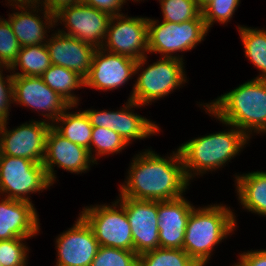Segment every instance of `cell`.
<instances>
[{
    "instance_id": "obj_24",
    "label": "cell",
    "mask_w": 266,
    "mask_h": 266,
    "mask_svg": "<svg viewBox=\"0 0 266 266\" xmlns=\"http://www.w3.org/2000/svg\"><path fill=\"white\" fill-rule=\"evenodd\" d=\"M41 77L50 89L58 93L71 106L77 105L78 97L73 95L71 91L84 87V78L77 72L51 64Z\"/></svg>"
},
{
    "instance_id": "obj_25",
    "label": "cell",
    "mask_w": 266,
    "mask_h": 266,
    "mask_svg": "<svg viewBox=\"0 0 266 266\" xmlns=\"http://www.w3.org/2000/svg\"><path fill=\"white\" fill-rule=\"evenodd\" d=\"M19 66L22 72L13 73V76L41 77L51 66L46 44L21 47L16 61L9 70L15 72L16 67Z\"/></svg>"
},
{
    "instance_id": "obj_31",
    "label": "cell",
    "mask_w": 266,
    "mask_h": 266,
    "mask_svg": "<svg viewBox=\"0 0 266 266\" xmlns=\"http://www.w3.org/2000/svg\"><path fill=\"white\" fill-rule=\"evenodd\" d=\"M20 48L9 20L0 18V66L10 69L18 57Z\"/></svg>"
},
{
    "instance_id": "obj_12",
    "label": "cell",
    "mask_w": 266,
    "mask_h": 266,
    "mask_svg": "<svg viewBox=\"0 0 266 266\" xmlns=\"http://www.w3.org/2000/svg\"><path fill=\"white\" fill-rule=\"evenodd\" d=\"M7 123H0V155L23 157L43 163L46 138L52 124L44 120L31 121L9 131Z\"/></svg>"
},
{
    "instance_id": "obj_9",
    "label": "cell",
    "mask_w": 266,
    "mask_h": 266,
    "mask_svg": "<svg viewBox=\"0 0 266 266\" xmlns=\"http://www.w3.org/2000/svg\"><path fill=\"white\" fill-rule=\"evenodd\" d=\"M111 17L107 12L77 3L60 9L55 14V23L65 22L67 33L64 30L59 32L75 37L95 48H102Z\"/></svg>"
},
{
    "instance_id": "obj_35",
    "label": "cell",
    "mask_w": 266,
    "mask_h": 266,
    "mask_svg": "<svg viewBox=\"0 0 266 266\" xmlns=\"http://www.w3.org/2000/svg\"><path fill=\"white\" fill-rule=\"evenodd\" d=\"M125 2L126 0H80L81 4L107 12L111 16L121 15L119 11Z\"/></svg>"
},
{
    "instance_id": "obj_6",
    "label": "cell",
    "mask_w": 266,
    "mask_h": 266,
    "mask_svg": "<svg viewBox=\"0 0 266 266\" xmlns=\"http://www.w3.org/2000/svg\"><path fill=\"white\" fill-rule=\"evenodd\" d=\"M50 186L42 163L23 157L0 155V193H7L4 197L31 203L28 194L46 190Z\"/></svg>"
},
{
    "instance_id": "obj_34",
    "label": "cell",
    "mask_w": 266,
    "mask_h": 266,
    "mask_svg": "<svg viewBox=\"0 0 266 266\" xmlns=\"http://www.w3.org/2000/svg\"><path fill=\"white\" fill-rule=\"evenodd\" d=\"M5 66H0V123L7 121L9 116V105L14 102L13 98V75H7L6 80L2 75ZM2 68V70H1ZM7 82V83H6ZM7 84V85H5ZM12 99V100H11ZM10 102V103H9Z\"/></svg>"
},
{
    "instance_id": "obj_28",
    "label": "cell",
    "mask_w": 266,
    "mask_h": 266,
    "mask_svg": "<svg viewBox=\"0 0 266 266\" xmlns=\"http://www.w3.org/2000/svg\"><path fill=\"white\" fill-rule=\"evenodd\" d=\"M126 145H128L126 141L113 130L102 127H93L90 149L88 151L92 160L95 162L97 158L92 155V147H94L97 152L96 156H103L104 154L118 153L122 151Z\"/></svg>"
},
{
    "instance_id": "obj_1",
    "label": "cell",
    "mask_w": 266,
    "mask_h": 266,
    "mask_svg": "<svg viewBox=\"0 0 266 266\" xmlns=\"http://www.w3.org/2000/svg\"><path fill=\"white\" fill-rule=\"evenodd\" d=\"M131 164L120 196L137 200H172L183 196L189 185L178 149L168 159L146 150Z\"/></svg>"
},
{
    "instance_id": "obj_17",
    "label": "cell",
    "mask_w": 266,
    "mask_h": 266,
    "mask_svg": "<svg viewBox=\"0 0 266 266\" xmlns=\"http://www.w3.org/2000/svg\"><path fill=\"white\" fill-rule=\"evenodd\" d=\"M91 162L94 163L88 149L69 141L51 126L46 138L45 157L42 163L51 185L56 178L55 164L66 171L81 173L89 169Z\"/></svg>"
},
{
    "instance_id": "obj_27",
    "label": "cell",
    "mask_w": 266,
    "mask_h": 266,
    "mask_svg": "<svg viewBox=\"0 0 266 266\" xmlns=\"http://www.w3.org/2000/svg\"><path fill=\"white\" fill-rule=\"evenodd\" d=\"M138 266H200L183 249L156 248L138 256Z\"/></svg>"
},
{
    "instance_id": "obj_15",
    "label": "cell",
    "mask_w": 266,
    "mask_h": 266,
    "mask_svg": "<svg viewBox=\"0 0 266 266\" xmlns=\"http://www.w3.org/2000/svg\"><path fill=\"white\" fill-rule=\"evenodd\" d=\"M138 103L128 100L119 111L85 110L93 127H102L118 133L129 145L131 140L144 139L160 130L157 124L130 111L139 107ZM130 111V112H129Z\"/></svg>"
},
{
    "instance_id": "obj_16",
    "label": "cell",
    "mask_w": 266,
    "mask_h": 266,
    "mask_svg": "<svg viewBox=\"0 0 266 266\" xmlns=\"http://www.w3.org/2000/svg\"><path fill=\"white\" fill-rule=\"evenodd\" d=\"M56 266H90L100 247L92 228L79 216L75 225L56 239Z\"/></svg>"
},
{
    "instance_id": "obj_2",
    "label": "cell",
    "mask_w": 266,
    "mask_h": 266,
    "mask_svg": "<svg viewBox=\"0 0 266 266\" xmlns=\"http://www.w3.org/2000/svg\"><path fill=\"white\" fill-rule=\"evenodd\" d=\"M205 107L211 115L232 124L248 138L253 130L254 133H265L266 79L255 78L247 81Z\"/></svg>"
},
{
    "instance_id": "obj_8",
    "label": "cell",
    "mask_w": 266,
    "mask_h": 266,
    "mask_svg": "<svg viewBox=\"0 0 266 266\" xmlns=\"http://www.w3.org/2000/svg\"><path fill=\"white\" fill-rule=\"evenodd\" d=\"M117 204L115 201L112 206L92 205L84 208L80 216L92 228L100 246L133 251L131 226L125 208Z\"/></svg>"
},
{
    "instance_id": "obj_39",
    "label": "cell",
    "mask_w": 266,
    "mask_h": 266,
    "mask_svg": "<svg viewBox=\"0 0 266 266\" xmlns=\"http://www.w3.org/2000/svg\"><path fill=\"white\" fill-rule=\"evenodd\" d=\"M197 7L202 11L205 7H207L212 0H195Z\"/></svg>"
},
{
    "instance_id": "obj_32",
    "label": "cell",
    "mask_w": 266,
    "mask_h": 266,
    "mask_svg": "<svg viewBox=\"0 0 266 266\" xmlns=\"http://www.w3.org/2000/svg\"><path fill=\"white\" fill-rule=\"evenodd\" d=\"M27 238H13L0 241V262L2 266H27V249L22 241Z\"/></svg>"
},
{
    "instance_id": "obj_23",
    "label": "cell",
    "mask_w": 266,
    "mask_h": 266,
    "mask_svg": "<svg viewBox=\"0 0 266 266\" xmlns=\"http://www.w3.org/2000/svg\"><path fill=\"white\" fill-rule=\"evenodd\" d=\"M66 111L55 121L57 124L60 122L62 124L60 123V126L52 124V127L69 141L89 150L93 129L89 117L85 111L75 113Z\"/></svg>"
},
{
    "instance_id": "obj_13",
    "label": "cell",
    "mask_w": 266,
    "mask_h": 266,
    "mask_svg": "<svg viewBox=\"0 0 266 266\" xmlns=\"http://www.w3.org/2000/svg\"><path fill=\"white\" fill-rule=\"evenodd\" d=\"M131 226L133 251L139 256L159 248L158 201L137 200L120 196L117 199Z\"/></svg>"
},
{
    "instance_id": "obj_37",
    "label": "cell",
    "mask_w": 266,
    "mask_h": 266,
    "mask_svg": "<svg viewBox=\"0 0 266 266\" xmlns=\"http://www.w3.org/2000/svg\"><path fill=\"white\" fill-rule=\"evenodd\" d=\"M77 3H80V0H44L42 5L45 10L56 14L60 9Z\"/></svg>"
},
{
    "instance_id": "obj_30",
    "label": "cell",
    "mask_w": 266,
    "mask_h": 266,
    "mask_svg": "<svg viewBox=\"0 0 266 266\" xmlns=\"http://www.w3.org/2000/svg\"><path fill=\"white\" fill-rule=\"evenodd\" d=\"M90 266H138L134 251L100 246Z\"/></svg>"
},
{
    "instance_id": "obj_19",
    "label": "cell",
    "mask_w": 266,
    "mask_h": 266,
    "mask_svg": "<svg viewBox=\"0 0 266 266\" xmlns=\"http://www.w3.org/2000/svg\"><path fill=\"white\" fill-rule=\"evenodd\" d=\"M183 196L158 201L159 247L169 249H183V241L188 218L193 205Z\"/></svg>"
},
{
    "instance_id": "obj_22",
    "label": "cell",
    "mask_w": 266,
    "mask_h": 266,
    "mask_svg": "<svg viewBox=\"0 0 266 266\" xmlns=\"http://www.w3.org/2000/svg\"><path fill=\"white\" fill-rule=\"evenodd\" d=\"M235 178L242 206L248 211L266 216V172L256 171Z\"/></svg>"
},
{
    "instance_id": "obj_4",
    "label": "cell",
    "mask_w": 266,
    "mask_h": 266,
    "mask_svg": "<svg viewBox=\"0 0 266 266\" xmlns=\"http://www.w3.org/2000/svg\"><path fill=\"white\" fill-rule=\"evenodd\" d=\"M230 207L209 205L193 207L188 218L183 241V250L200 266L210 259L214 246L231 233L236 225Z\"/></svg>"
},
{
    "instance_id": "obj_5",
    "label": "cell",
    "mask_w": 266,
    "mask_h": 266,
    "mask_svg": "<svg viewBox=\"0 0 266 266\" xmlns=\"http://www.w3.org/2000/svg\"><path fill=\"white\" fill-rule=\"evenodd\" d=\"M148 18V51L160 53L166 58H179L173 53L189 51L204 40L208 33L202 13L196 18L182 23H172Z\"/></svg>"
},
{
    "instance_id": "obj_21",
    "label": "cell",
    "mask_w": 266,
    "mask_h": 266,
    "mask_svg": "<svg viewBox=\"0 0 266 266\" xmlns=\"http://www.w3.org/2000/svg\"><path fill=\"white\" fill-rule=\"evenodd\" d=\"M37 7L39 8L37 5L18 6V9H21V13L14 12L9 15L8 20L12 26L13 33L17 37L20 47L45 44L44 40L47 41L45 38L47 30L45 29H49L50 27L53 28V25H56L55 14L45 9L43 12L45 23H43L44 20H41V18L35 13ZM31 9H33L35 14L30 12Z\"/></svg>"
},
{
    "instance_id": "obj_18",
    "label": "cell",
    "mask_w": 266,
    "mask_h": 266,
    "mask_svg": "<svg viewBox=\"0 0 266 266\" xmlns=\"http://www.w3.org/2000/svg\"><path fill=\"white\" fill-rule=\"evenodd\" d=\"M51 64L68 68L85 78L97 48L58 31L45 42Z\"/></svg>"
},
{
    "instance_id": "obj_11",
    "label": "cell",
    "mask_w": 266,
    "mask_h": 266,
    "mask_svg": "<svg viewBox=\"0 0 266 266\" xmlns=\"http://www.w3.org/2000/svg\"><path fill=\"white\" fill-rule=\"evenodd\" d=\"M147 57L138 61L120 54L106 53L97 48L89 73L84 78V86L98 90H113L126 83L132 75L137 74L145 65Z\"/></svg>"
},
{
    "instance_id": "obj_26",
    "label": "cell",
    "mask_w": 266,
    "mask_h": 266,
    "mask_svg": "<svg viewBox=\"0 0 266 266\" xmlns=\"http://www.w3.org/2000/svg\"><path fill=\"white\" fill-rule=\"evenodd\" d=\"M240 36L244 44L245 56L259 69V77L266 79V30L240 26Z\"/></svg>"
},
{
    "instance_id": "obj_33",
    "label": "cell",
    "mask_w": 266,
    "mask_h": 266,
    "mask_svg": "<svg viewBox=\"0 0 266 266\" xmlns=\"http://www.w3.org/2000/svg\"><path fill=\"white\" fill-rule=\"evenodd\" d=\"M240 0H212V2L202 10L206 28L217 21L221 24L227 23L233 16Z\"/></svg>"
},
{
    "instance_id": "obj_29",
    "label": "cell",
    "mask_w": 266,
    "mask_h": 266,
    "mask_svg": "<svg viewBox=\"0 0 266 266\" xmlns=\"http://www.w3.org/2000/svg\"><path fill=\"white\" fill-rule=\"evenodd\" d=\"M163 12V21L182 23L196 19L202 11L195 0H159Z\"/></svg>"
},
{
    "instance_id": "obj_20",
    "label": "cell",
    "mask_w": 266,
    "mask_h": 266,
    "mask_svg": "<svg viewBox=\"0 0 266 266\" xmlns=\"http://www.w3.org/2000/svg\"><path fill=\"white\" fill-rule=\"evenodd\" d=\"M34 204L5 197L0 201V241L29 238L39 231Z\"/></svg>"
},
{
    "instance_id": "obj_10",
    "label": "cell",
    "mask_w": 266,
    "mask_h": 266,
    "mask_svg": "<svg viewBox=\"0 0 266 266\" xmlns=\"http://www.w3.org/2000/svg\"><path fill=\"white\" fill-rule=\"evenodd\" d=\"M102 48L136 61L146 57L145 52L149 53L148 18L127 17L122 13L112 16Z\"/></svg>"
},
{
    "instance_id": "obj_7",
    "label": "cell",
    "mask_w": 266,
    "mask_h": 266,
    "mask_svg": "<svg viewBox=\"0 0 266 266\" xmlns=\"http://www.w3.org/2000/svg\"><path fill=\"white\" fill-rule=\"evenodd\" d=\"M183 63L179 58L162 57L143 68L129 99L143 106L167 96L186 81Z\"/></svg>"
},
{
    "instance_id": "obj_3",
    "label": "cell",
    "mask_w": 266,
    "mask_h": 266,
    "mask_svg": "<svg viewBox=\"0 0 266 266\" xmlns=\"http://www.w3.org/2000/svg\"><path fill=\"white\" fill-rule=\"evenodd\" d=\"M221 122L231 126L232 129L227 132L225 130L198 137L178 148L188 181L195 174L198 175L222 167L227 161L235 157L248 142L249 138L240 129L232 124Z\"/></svg>"
},
{
    "instance_id": "obj_36",
    "label": "cell",
    "mask_w": 266,
    "mask_h": 266,
    "mask_svg": "<svg viewBox=\"0 0 266 266\" xmlns=\"http://www.w3.org/2000/svg\"><path fill=\"white\" fill-rule=\"evenodd\" d=\"M237 266H266V249L240 254Z\"/></svg>"
},
{
    "instance_id": "obj_14",
    "label": "cell",
    "mask_w": 266,
    "mask_h": 266,
    "mask_svg": "<svg viewBox=\"0 0 266 266\" xmlns=\"http://www.w3.org/2000/svg\"><path fill=\"white\" fill-rule=\"evenodd\" d=\"M13 100L23 106L47 111L46 116L52 123L55 122L65 110L72 109L65 99L50 89L42 77L13 76Z\"/></svg>"
},
{
    "instance_id": "obj_38",
    "label": "cell",
    "mask_w": 266,
    "mask_h": 266,
    "mask_svg": "<svg viewBox=\"0 0 266 266\" xmlns=\"http://www.w3.org/2000/svg\"><path fill=\"white\" fill-rule=\"evenodd\" d=\"M11 2V6H33V5H38L40 6L39 4L41 3L42 4V1L40 0H8ZM13 1V2H12ZM40 2V3H39ZM15 3V4H13ZM13 4V5H12Z\"/></svg>"
}]
</instances>
